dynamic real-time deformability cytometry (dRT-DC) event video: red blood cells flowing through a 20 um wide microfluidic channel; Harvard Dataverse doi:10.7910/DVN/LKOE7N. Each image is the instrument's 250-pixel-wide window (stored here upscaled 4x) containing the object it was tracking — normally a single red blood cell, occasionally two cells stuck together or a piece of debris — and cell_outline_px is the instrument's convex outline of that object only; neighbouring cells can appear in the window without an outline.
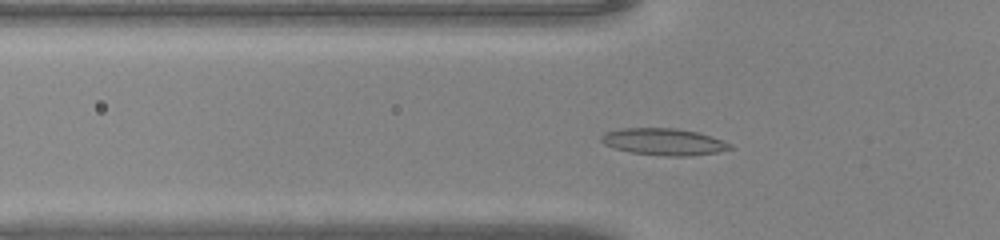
{"species": "common noctule bat (a hibernating species)", "species_latin": "Nyctalus noctula", "temperature_condition": "warm", "stored_images_in_passage": 37, "camera_frame_rate_fps": 3000, "um_per_image_px": 0.085, "animal": {"sex": "male", "body_mass_g": 20.0, "forearm_length_mm": 53.3}, "frame": {"image": 1, "passage_image": 6, "time_ms": 1.667, "image_size_px": [1000, 240], "cell_outline_px": [[732, 148], [716, 152], [688, 156], [664, 156], [632, 152], [612, 148], [604, 144], [600, 140], [600, 136], [604, 132], [620, 128], [676, 128], [696, 132], [732, 144]], "centroid_in_image_um": [56.34, 12.05], "position_along_channel_um": 69.5, "area_um2": 20.0}}
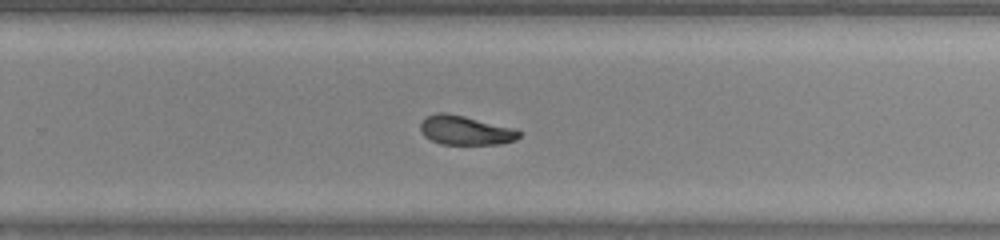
{"frame": {"image": 2, "passage_image": 21, "time_ms": 6.667, "image_size_px": [1000, 240], "cell_outline_px": [[520, 136], [516, 140], [500, 144], [440, 144], [424, 136], [420, 132], [420, 124], [428, 116], [436, 112], [444, 112], [464, 116], [516, 128], [520, 132]], "centroid_in_image_um": [39.57, 11.08], "position_along_channel_um": 290.2, "area_um2": 16.82}}
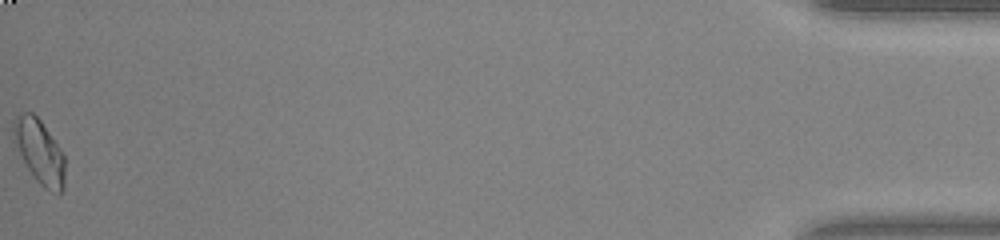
{"frame": {"image": 3, "passage_image": 37, "time_ms": 12.0, "image_size_px": [1000, 240], "cell_outline_px": [[64, 188], [60, 192], [44, 188], [36, 180], [28, 168], [12, 140], [12, 120], [20, 112], [32, 112], [40, 120], [60, 148], [64, 156]], "centroid_in_image_um": [3.31, 12.83], "position_along_channel_um": 431.9, "area_um2": 19.07}}